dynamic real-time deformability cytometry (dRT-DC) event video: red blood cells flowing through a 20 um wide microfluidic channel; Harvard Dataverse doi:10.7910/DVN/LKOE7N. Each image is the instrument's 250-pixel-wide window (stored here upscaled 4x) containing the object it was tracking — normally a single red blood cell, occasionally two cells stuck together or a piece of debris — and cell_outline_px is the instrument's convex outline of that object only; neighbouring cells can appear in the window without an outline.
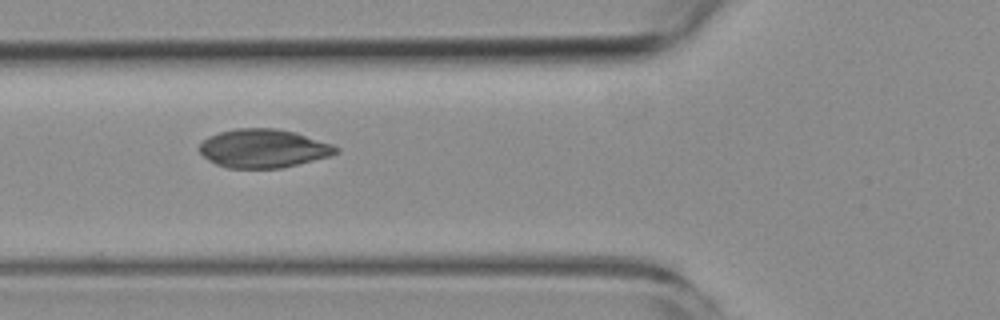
{"species": "common noctule bat (a hibernating species)", "species_latin": "Nyctalus noctula", "temperature_condition": "room temperature", "stored_images_in_passage": 6, "camera_frame_rate_fps": 3000, "um_per_image_px": 0.085, "animal": {"sex": "female", "body_mass_g": 19.3, "forearm_length_mm": 54.1}, "frame": {"image": 1, "passage_image": 5, "time_ms": 4.667, "image_size_px": [1000, 320], "cell_outline_px": [[340, 152], [328, 156], [280, 168], [228, 168], [216, 164], [208, 160], [200, 152], [200, 144], [208, 136], [220, 132], [236, 128], [276, 128], [296, 132], [332, 144], [340, 148]], "centroid_in_image_um": [22.39, 12.61], "position_along_channel_um": 103.4, "area_um2": 30.58}}
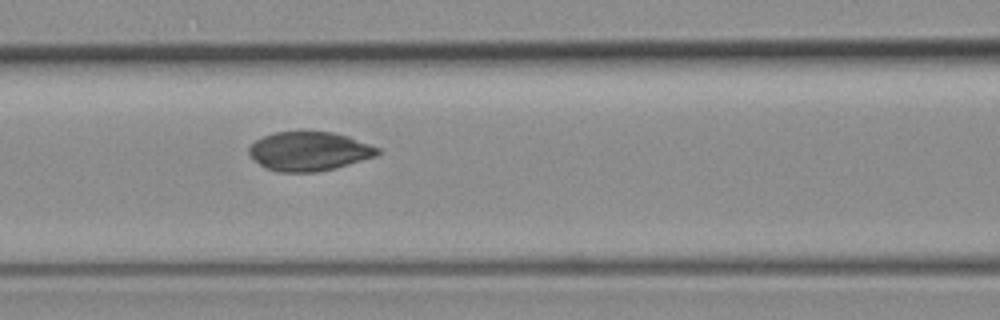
{"frame": {"image": 2, "passage_image": 6, "time_ms": 5.667, "image_size_px": [1000, 320], "cell_outline_px": [[380, 152], [376, 156], [332, 168], [316, 172], [276, 172], [264, 168], [248, 152], [248, 148], [256, 140], [264, 136], [276, 132], [332, 132], [348, 136], [380, 148]], "centroid_in_image_um": [26.26, 12.86], "position_along_channel_um": 140.3, "area_um2": 28.9}}